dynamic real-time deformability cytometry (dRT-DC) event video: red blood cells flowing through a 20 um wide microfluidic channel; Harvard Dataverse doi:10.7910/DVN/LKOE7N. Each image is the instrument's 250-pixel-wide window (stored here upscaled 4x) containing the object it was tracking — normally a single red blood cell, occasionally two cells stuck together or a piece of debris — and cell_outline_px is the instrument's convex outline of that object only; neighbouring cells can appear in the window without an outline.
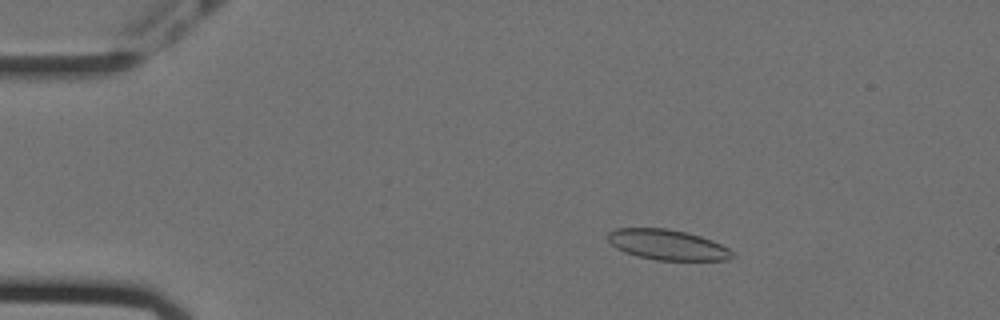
{"species": "Egyptian fruit bat (a non-hibernating species)", "species_latin": "Rousettus aegyptiacus", "temperature_condition": "cold", "stored_images_in_passage": 51, "camera_frame_rate_fps": 3000, "um_per_image_px": 0.085, "animal": {"sex": "female"}, "frame": {"image": 1, "passage_image": 4, "time_ms": 1.0, "image_size_px": [1000, 320], "cell_outline_px": [[736, 256], [728, 260], [656, 260], [624, 252], [616, 248], [608, 240], [608, 232], [616, 228], [668, 228], [700, 236], [712, 240], [728, 248]], "centroid_in_image_um": [56.74, 20.8], "position_along_channel_um": 28.3, "area_um2": 21.91}}
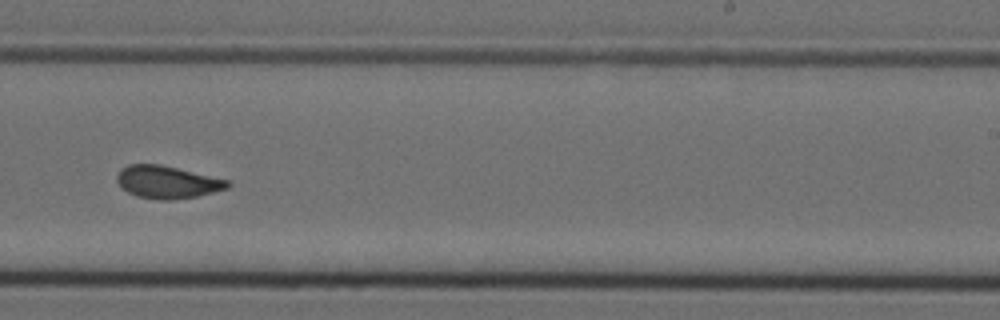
{"frame": {"image": 2, "passage_image": 30, "time_ms": 9.667, "image_size_px": [1000, 320], "cell_outline_px": [[232, 184], [228, 188], [196, 196], [168, 200], [156, 200], [136, 196], [120, 188], [116, 180], [116, 176], [120, 168], [128, 164], [160, 164], [232, 180]], "centroid_in_image_um": [14.21, 15.47], "position_along_channel_um": 274.8, "area_um2": 21.33}}
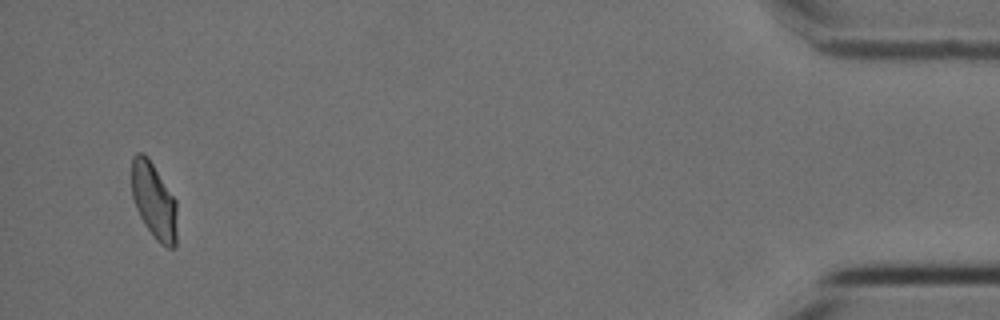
{"frame": {"image": 3, "passage_image": 49, "time_ms": 16.0, "image_size_px": [1000, 320], "cell_outline_px": [[176, 248], [168, 248], [160, 244], [156, 240], [144, 224], [136, 208], [132, 196], [132, 156], [136, 152], [144, 152], [176, 200]], "centroid_in_image_um": [13.08, 17.09], "position_along_channel_um": 422.1, "area_um2": 20.06}, "authors_computed_cell_mechanics": {"area_um2": 21.097, "velocity_mm_per_s": 3.5597, "shape_relaxation_time_tau1_ms": null, "shape_relaxation_time_tau2_ms": 1.3884, "deformation_change_tau1": null, "deformation_change_tau2": 0.076}}